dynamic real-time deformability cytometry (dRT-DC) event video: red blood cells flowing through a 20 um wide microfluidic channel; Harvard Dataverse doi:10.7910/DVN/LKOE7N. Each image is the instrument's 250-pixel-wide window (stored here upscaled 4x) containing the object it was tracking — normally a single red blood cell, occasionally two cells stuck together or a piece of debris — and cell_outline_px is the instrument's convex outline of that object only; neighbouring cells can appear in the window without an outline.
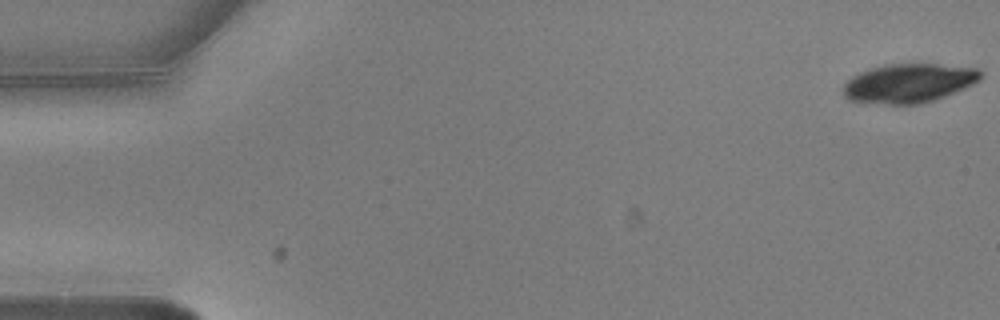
{"species": "common noctule bat (a hibernating species)", "species_latin": "Nyctalus noctula", "temperature_condition": "warm", "stored_images_in_passage": 8, "camera_frame_rate_fps": 3000, "um_per_image_px": 0.085, "animal": {"sex": "male", "body_mass_g": 20.5, "forearm_length_mm": 52.5}, "frame": {"image": 1, "passage_image": 1, "time_ms": 0.0, "image_size_px": [1000, 320], "cell_outline_px": [[984, 72], [980, 80], [972, 84], [944, 96], [920, 104], [888, 104], [848, 100], [844, 96], [844, 84], [852, 76], [868, 68], [884, 64], [916, 60], [980, 68]], "centroid_in_image_um": [77.29, 6.99], "position_along_channel_um": 7.7, "area_um2": 32.31}}